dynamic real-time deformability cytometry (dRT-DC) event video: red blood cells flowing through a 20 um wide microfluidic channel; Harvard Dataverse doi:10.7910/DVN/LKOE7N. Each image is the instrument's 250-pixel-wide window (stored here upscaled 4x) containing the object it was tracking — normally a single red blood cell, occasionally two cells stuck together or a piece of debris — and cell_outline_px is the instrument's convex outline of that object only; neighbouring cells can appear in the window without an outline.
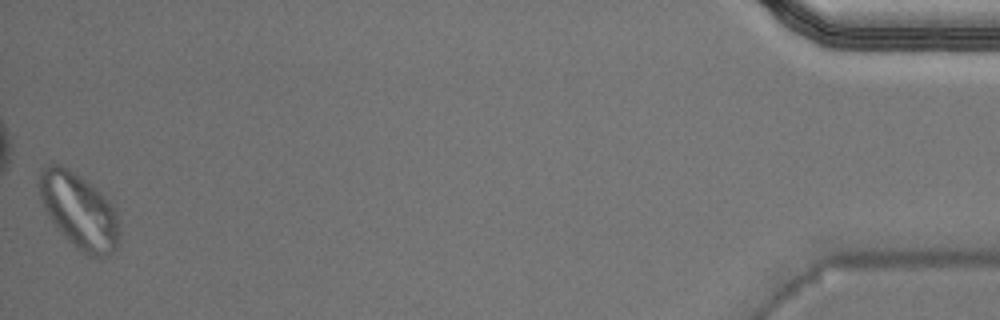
{"species": "Egyptian fruit bat (a non-hibernating species)", "species_latin": "Rousettus aegyptiacus", "temperature_condition": "warm", "stored_images_in_passage": 50, "camera_frame_rate_fps": 3000, "um_per_image_px": 0.085, "animal": {"sex": "male"}, "frame": {"image": 1, "passage_image": 50, "time_ms": 16.333, "image_size_px": [1000, 320], "cell_outline_px": [[120, 240], [116, 248], [108, 256], [100, 260], [88, 256], [76, 248], [56, 228], [44, 208], [36, 184], [40, 172], [48, 164], [60, 164], [68, 168], [80, 176], [100, 192], [116, 208], [120, 224]], "centroid_in_image_um": [6.74, 17.96], "position_along_channel_um": 428.5, "area_um2": 35.84}, "authors_computed_cell_mechanics": {"area_um2": 19.1896, "velocity_mm_per_s": 3.9623, "shape_relaxation_time_tau1_ms": 7.6555, "shape_relaxation_time_tau2_ms": 2.5671, "deformation_change_tau1": 0.2584, "deformation_change_tau2": 0.07}}